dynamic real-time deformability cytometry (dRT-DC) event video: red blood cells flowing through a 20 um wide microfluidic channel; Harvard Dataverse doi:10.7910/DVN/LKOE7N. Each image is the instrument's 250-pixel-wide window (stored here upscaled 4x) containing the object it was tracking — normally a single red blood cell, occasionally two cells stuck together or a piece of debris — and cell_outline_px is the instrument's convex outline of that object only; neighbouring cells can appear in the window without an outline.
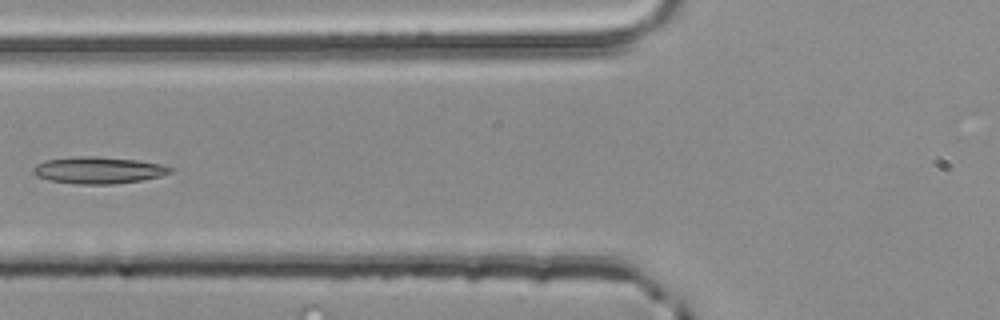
{"species": "common noctule bat (a hibernating species)", "species_latin": "Nyctalus noctula", "temperature_condition": "room temperature", "stored_images_in_passage": 4, "camera_frame_rate_fps": 3000, "um_per_image_px": 0.085, "animal": {"sex": "male", "body_mass_g": 20.4}, "frame": {"image": 1, "passage_image": 4, "time_ms": 1.0, "image_size_px": [1000, 320], "cell_outline_px": [[176, 168], [172, 172], [160, 176], [140, 180], [112, 184], [76, 184], [52, 180], [36, 176], [32, 172], [32, 168], [36, 164], [44, 160], [80, 156], [96, 156], [136, 160], [160, 164]], "centroid_in_image_um": [8.36, 14.46], "position_along_channel_um": 117.4, "area_um2": 21.33}}